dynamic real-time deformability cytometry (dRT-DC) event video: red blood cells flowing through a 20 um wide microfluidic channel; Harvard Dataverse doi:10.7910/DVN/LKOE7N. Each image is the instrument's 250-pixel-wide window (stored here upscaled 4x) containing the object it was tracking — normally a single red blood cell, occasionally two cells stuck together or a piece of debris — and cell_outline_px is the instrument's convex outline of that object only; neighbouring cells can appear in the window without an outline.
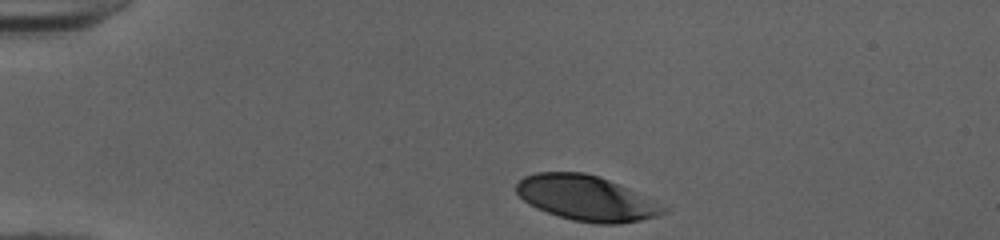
{"species": "human", "species_latin": "Homo sapiens", "temperature_condition": "cold", "stored_images_in_passage": 34, "camera_frame_rate_fps": 3000, "um_per_image_px": 0.085, "donor": {"sex": "female"}, "frame": {"image": 1, "passage_image": 1, "time_ms": 0.0, "image_size_px": [1000, 240], "cell_outline_px": [[668, 212], [656, 216], [640, 220], [620, 224], [596, 224], [572, 220], [536, 208], [528, 204], [516, 192], [516, 184], [524, 176], [536, 172], [584, 172], [600, 176], [668, 208]], "centroid_in_image_um": [49.8, 16.85], "position_along_channel_um": 35.2, "area_um2": 38.32}}
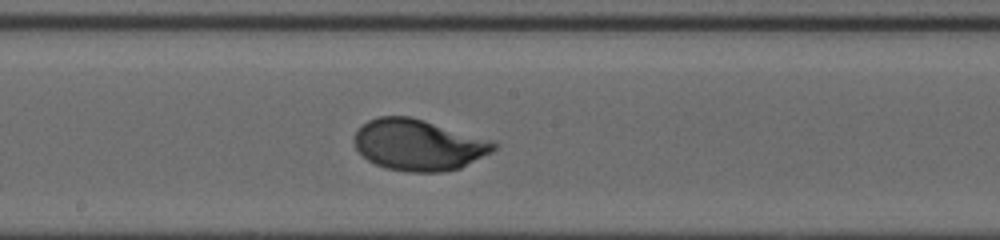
{"frame": {"image": 2, "passage_image": 19, "time_ms": 6.0, "image_size_px": [1000, 240], "cell_outline_px": [[496, 148], [492, 152], [460, 168], [444, 172], [408, 172], [388, 168], [376, 164], [368, 160], [356, 148], [356, 132], [368, 120], [380, 116], [408, 116], [424, 120], [492, 140], [496, 144]], "centroid_in_image_um": [35.6, 12.32], "position_along_channel_um": 212.6, "area_um2": 41.15}}
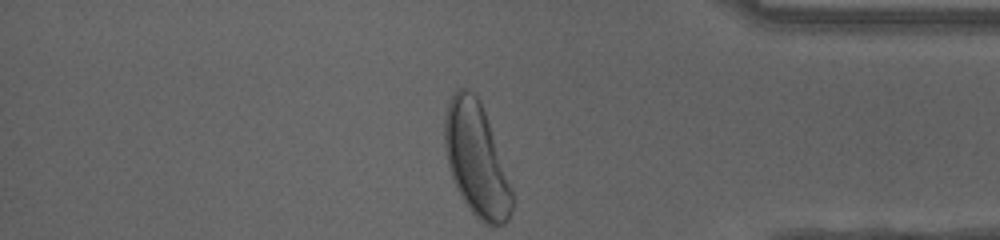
{"frame": {"image": 3, "passage_image": 34, "time_ms": 11.0, "image_size_px": [1000, 240], "cell_outline_px": [[512, 212], [508, 220], [504, 224], [484, 224], [472, 212], [456, 188], [448, 164], [444, 148], [444, 116], [448, 104], [456, 88], [464, 88], [472, 92], [480, 100], [488, 120], [512, 188]], "centroid_in_image_um": [40.48, 13.55], "position_along_channel_um": 394.7, "area_um2": 44.1}, "authors_computed_cell_mechanics": {"area_um2": 41.0958, "velocity_mm_per_s": 3.9846, "shape_relaxation_time_tau1_ms": 1.9826, "shape_relaxation_time_tau2_ms": null, "deformation_change_tau1": 0.1595, "deformation_change_tau2": null}}